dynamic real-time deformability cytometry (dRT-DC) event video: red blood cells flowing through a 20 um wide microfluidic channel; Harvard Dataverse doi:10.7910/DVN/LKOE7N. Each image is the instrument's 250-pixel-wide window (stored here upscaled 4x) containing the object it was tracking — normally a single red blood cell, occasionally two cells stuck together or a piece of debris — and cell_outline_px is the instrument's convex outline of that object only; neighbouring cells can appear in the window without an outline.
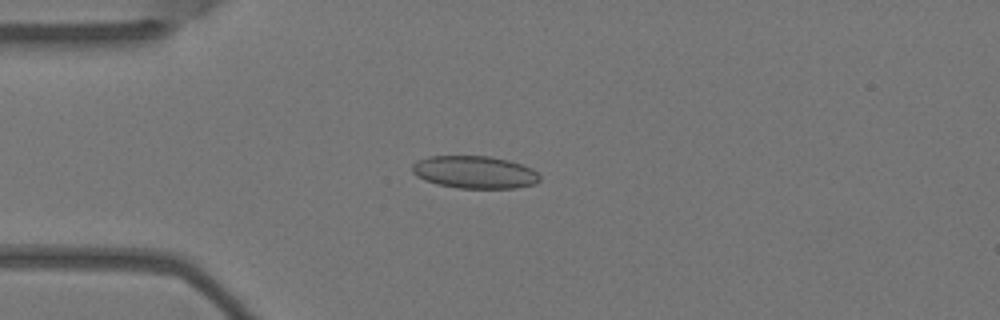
{"species": "Egyptian fruit bat (a non-hibernating species)", "species_latin": "Rousettus aegyptiacus", "temperature_condition": "warm", "stored_images_in_passage": 5, "camera_frame_rate_fps": 3000, "um_per_image_px": 0.085, "animal": {"sex": "female"}, "frame": {"image": 1, "passage_image": 3, "time_ms": 0.667, "image_size_px": [1000, 320], "cell_outline_px": [[540, 180], [536, 184], [516, 188], [456, 188], [436, 184], [424, 180], [416, 176], [412, 172], [412, 164], [416, 160], [428, 156], [492, 156], [508, 160], [532, 168], [540, 176]], "centroid_in_image_um": [40.32, 14.63], "position_along_channel_um": 44.7, "area_um2": 24.45}}
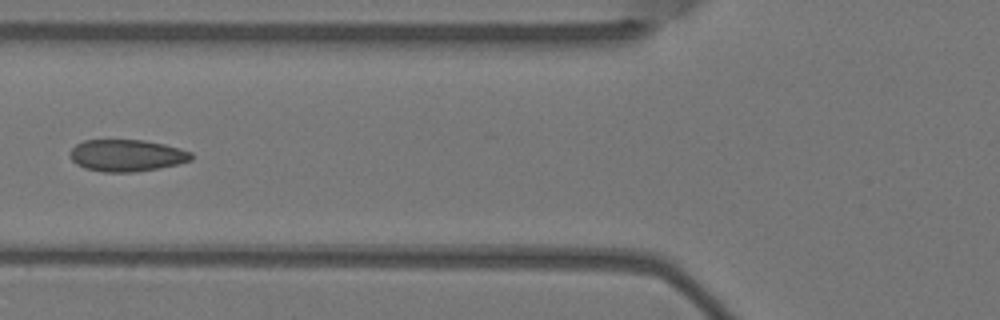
{"frame": {"image": 2, "passage_image": 5, "time_ms": 1.333, "image_size_px": [1000, 320], "cell_outline_px": [[192, 160], [160, 168], [136, 172], [104, 172], [84, 168], [76, 164], [72, 160], [68, 152], [76, 144], [84, 140], [144, 140], [164, 144], [180, 148], [192, 152]], "centroid_in_image_um": [10.76, 13.21], "position_along_channel_um": 115.0, "area_um2": 22.66}}